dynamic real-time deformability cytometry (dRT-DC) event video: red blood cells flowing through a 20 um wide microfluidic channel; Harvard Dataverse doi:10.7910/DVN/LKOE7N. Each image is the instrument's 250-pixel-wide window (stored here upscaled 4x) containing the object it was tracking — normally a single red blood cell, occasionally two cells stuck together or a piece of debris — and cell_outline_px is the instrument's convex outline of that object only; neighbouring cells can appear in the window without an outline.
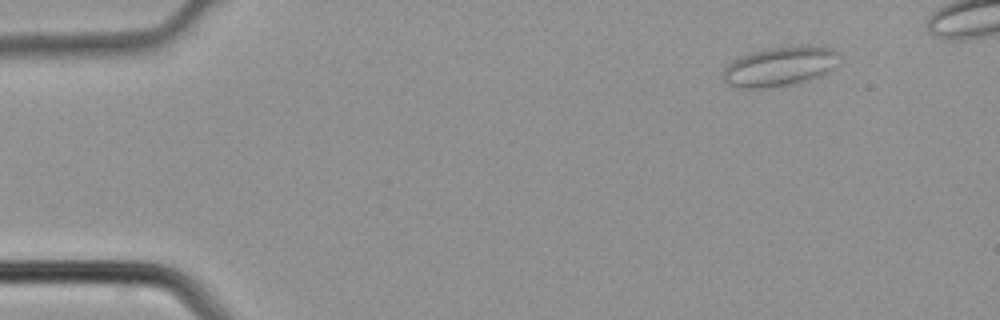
{"species": "common noctule bat (a hibernating species)", "species_latin": "Nyctalus noctula", "temperature_condition": "cold", "stored_images_in_passage": 5, "camera_frame_rate_fps": 3000, "um_per_image_px": 0.085, "animal": {"sex": "male", "body_mass_g": 21.5, "forearm_length_mm": 52.0}, "frame": {"image": 1, "passage_image": 5, "time_ms": 1.333, "image_size_px": [1000, 320], "cell_outline_px": [[840, 64], [828, 72], [820, 76], [808, 80], [764, 88], [736, 88], [724, 84], [724, 68], [732, 60], [740, 56], [752, 52], [792, 44], [820, 44], [832, 48], [840, 52]], "centroid_in_image_um": [66.36, 5.6], "position_along_channel_um": 18.6, "area_um2": 27.51}}